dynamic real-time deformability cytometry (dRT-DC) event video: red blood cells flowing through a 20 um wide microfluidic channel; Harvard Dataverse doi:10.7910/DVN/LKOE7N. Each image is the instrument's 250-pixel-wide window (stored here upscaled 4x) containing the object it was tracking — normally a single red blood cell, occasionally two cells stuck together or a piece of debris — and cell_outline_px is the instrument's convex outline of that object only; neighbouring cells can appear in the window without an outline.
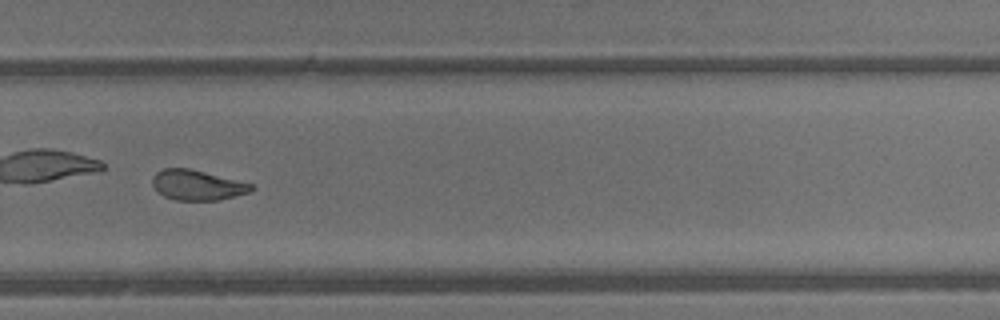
{"species": "common noctule bat (a hibernating species)", "species_latin": "Nyctalus noctula", "temperature_condition": "warm", "stored_images_in_passage": 41, "camera_frame_rate_fps": 3000, "um_per_image_px": 0.085, "animal": {"sex": "male", "body_mass_g": 13.3}, "frame": {"image": 1, "passage_image": 29, "time_ms": 9.333, "image_size_px": [1000, 320], "cell_outline_px": [[256, 188], [248, 192], [220, 200], [176, 200], [164, 196], [152, 184], [152, 176], [156, 172], [164, 168], [188, 168], [252, 184]], "centroid_in_image_um": [16.75, 15.73], "position_along_channel_um": 313.1, "area_um2": 17.11}}